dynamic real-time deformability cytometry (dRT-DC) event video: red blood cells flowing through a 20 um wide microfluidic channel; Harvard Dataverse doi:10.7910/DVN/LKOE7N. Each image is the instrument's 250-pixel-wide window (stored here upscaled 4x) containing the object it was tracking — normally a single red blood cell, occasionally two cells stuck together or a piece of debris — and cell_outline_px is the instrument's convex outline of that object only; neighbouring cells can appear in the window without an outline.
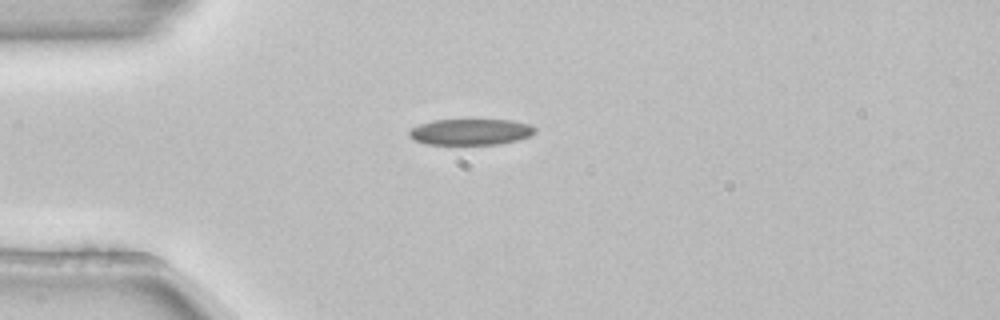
{"species": "common noctule bat (a hibernating species)", "species_latin": "Nyctalus noctula", "temperature_condition": "room temperature", "stored_images_in_passage": 4, "camera_frame_rate_fps": 3000, "um_per_image_px": 0.085, "animal": {"sex": "female", "body_mass_g": 22.7, "forearm_length_mm": 54.2}, "frame": {"image": 1, "passage_image": 4, "time_ms": 1.0, "image_size_px": [1000, 320], "cell_outline_px": [[536, 132], [532, 136], [500, 144], [424, 144], [412, 140], [408, 136], [408, 132], [412, 128], [420, 124], [432, 120], [468, 116], [472, 116], [512, 120], [528, 124], [536, 128]], "centroid_in_image_um": [39.99, 11.15], "position_along_channel_um": 45.0, "area_um2": 20.46}}